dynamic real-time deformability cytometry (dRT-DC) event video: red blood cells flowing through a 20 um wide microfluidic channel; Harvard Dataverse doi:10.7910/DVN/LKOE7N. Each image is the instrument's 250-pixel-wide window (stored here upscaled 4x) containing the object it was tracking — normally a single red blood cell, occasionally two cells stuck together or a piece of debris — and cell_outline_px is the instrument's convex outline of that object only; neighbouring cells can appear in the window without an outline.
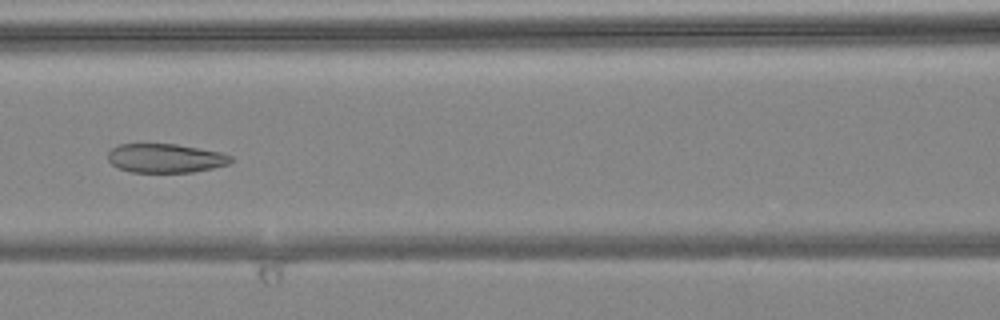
{"species": "common noctule bat (a hibernating species)", "species_latin": "Nyctalus noctula", "temperature_condition": "warm", "stored_images_in_passage": 4, "camera_frame_rate_fps": 3000, "um_per_image_px": 0.085, "animal": {"sex": "female", "body_mass_g": 24.6, "forearm_length_mm": 56.2}, "frame": {"image": 1, "passage_image": 4, "time_ms": 1.0, "image_size_px": [1000, 320], "cell_outline_px": [[232, 160], [228, 164], [212, 168], [192, 172], [132, 172], [116, 168], [108, 160], [108, 152], [112, 148], [120, 144], [176, 144], [220, 152], [232, 156]], "centroid_in_image_um": [14.03, 13.45], "position_along_channel_um": 152.6, "area_um2": 20.69}}